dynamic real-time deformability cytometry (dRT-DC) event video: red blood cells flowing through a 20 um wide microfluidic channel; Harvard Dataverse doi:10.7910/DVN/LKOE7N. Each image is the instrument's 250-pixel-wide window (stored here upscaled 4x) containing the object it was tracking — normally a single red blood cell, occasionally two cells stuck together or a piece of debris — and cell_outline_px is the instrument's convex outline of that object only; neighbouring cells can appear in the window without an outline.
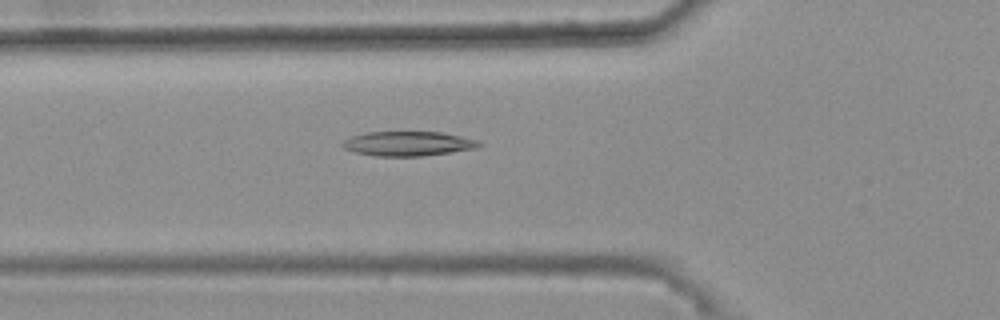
{"species": "common noctule bat (a hibernating species)", "species_latin": "Nyctalus noctula", "temperature_condition": "warm", "stored_images_in_passage": 46, "camera_frame_rate_fps": 3000, "um_per_image_px": 0.085, "animal": {"sex": "female", "body_mass_g": 25.1}, "frame": {"image": 1, "passage_image": 16, "time_ms": 5.0, "image_size_px": [1000, 320], "cell_outline_px": [[484, 144], [476, 148], [420, 156], [376, 156], [356, 152], [344, 148], [340, 144], [344, 140], [352, 136], [364, 132], [440, 132], [480, 140]], "centroid_in_image_um": [34.68, 12.2], "position_along_channel_um": 91.1, "area_um2": 19.42}}
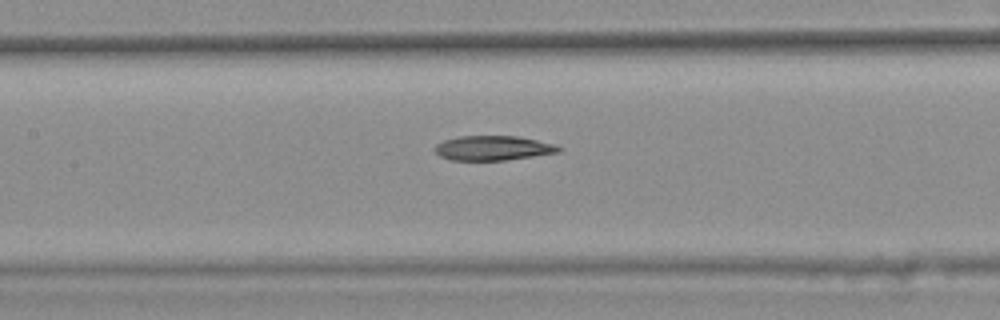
{"frame": {"image": 2, "passage_image": 22, "time_ms": 7.0, "image_size_px": [1000, 320], "cell_outline_px": [[564, 148], [560, 152], [504, 160], [448, 160], [440, 156], [432, 148], [436, 144], [444, 140], [460, 136], [516, 136], [556, 144]], "centroid_in_image_um": [41.9, 12.58], "position_along_channel_um": 165.5, "area_um2": 17.8}}
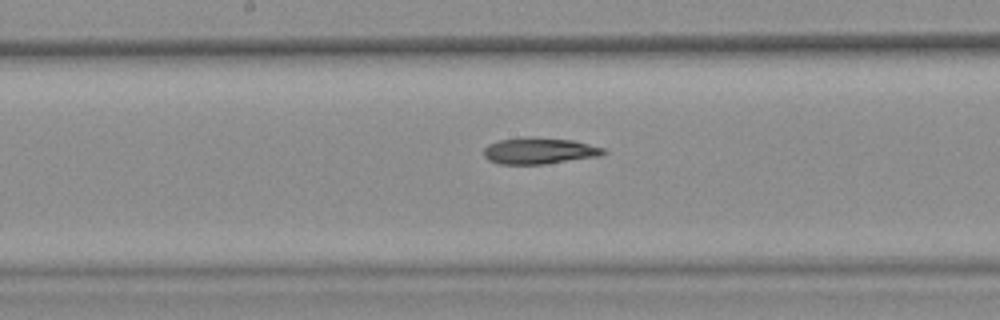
{"frame": {"image": 3, "passage_image": 25, "time_ms": 8.0, "image_size_px": [1000, 320], "cell_outline_px": [[608, 152], [600, 156], [544, 164], [500, 164], [488, 160], [484, 156], [484, 148], [488, 144], [500, 140], [524, 136], [532, 136], [572, 140], [604, 148]], "centroid_in_image_um": [45.83, 12.81], "position_along_channel_um": 202.4, "area_um2": 18.55}}